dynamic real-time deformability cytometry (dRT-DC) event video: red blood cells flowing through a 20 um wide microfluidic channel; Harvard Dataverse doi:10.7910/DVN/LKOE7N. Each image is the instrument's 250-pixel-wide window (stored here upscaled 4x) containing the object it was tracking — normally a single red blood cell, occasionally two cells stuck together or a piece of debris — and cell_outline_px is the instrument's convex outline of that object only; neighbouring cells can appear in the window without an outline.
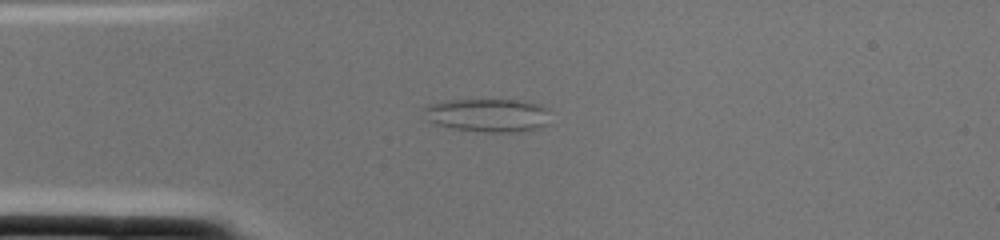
{"species": "common noctule bat (a hibernating species)", "species_latin": "Nyctalus noctula", "temperature_condition": "cold", "stored_images_in_passage": 1, "camera_frame_rate_fps": 3000, "um_per_image_px": 0.085, "animal": {"sex": "female", "body_mass_g": 22.0, "forearm_length_mm": 56.7}, "frame": {"image": 1, "passage_image": 1, "time_ms": 0.0, "image_size_px": [1000, 240], "cell_outline_px": [[552, 124], [540, 128], [524, 132], [484, 132], [448, 128], [436, 124], [428, 120], [420, 108], [428, 104], [448, 100], [516, 100], [540, 104], [544, 108]], "centroid_in_image_um": [41.46, 9.81], "position_along_channel_um": 43.5, "area_um2": 25.03}}